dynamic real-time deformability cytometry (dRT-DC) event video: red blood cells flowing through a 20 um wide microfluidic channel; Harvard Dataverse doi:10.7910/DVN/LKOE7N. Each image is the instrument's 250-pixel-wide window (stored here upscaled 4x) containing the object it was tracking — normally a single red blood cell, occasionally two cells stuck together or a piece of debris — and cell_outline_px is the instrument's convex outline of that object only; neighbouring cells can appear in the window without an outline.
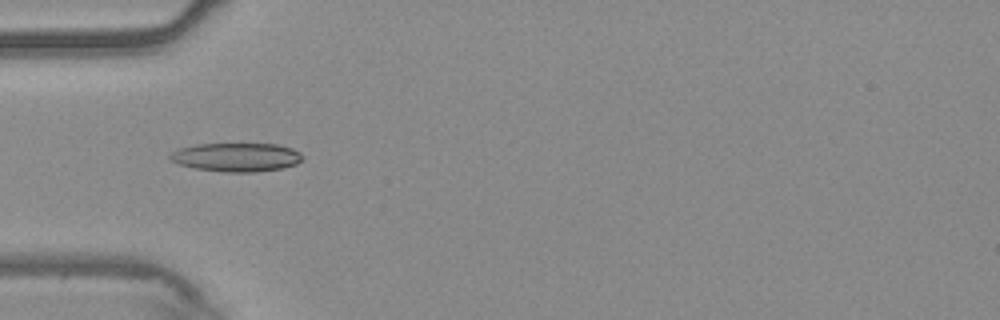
{"species": "common noctule bat (a hibernating species)", "species_latin": "Nyctalus noctula", "temperature_condition": "warm", "stored_images_in_passage": 8, "camera_frame_rate_fps": 3000, "um_per_image_px": 0.085, "animal": {"sex": "male", "body_mass_g": 20.4}, "frame": {"image": 1, "passage_image": 1, "time_ms": 0.0, "image_size_px": [1000, 320], "cell_outline_px": [[304, 156], [296, 164], [284, 168], [252, 172], [224, 172], [192, 168], [180, 164], [172, 160], [168, 156], [172, 152], [180, 148], [196, 144], [276, 144], [292, 148], [300, 152]], "centroid_in_image_um": [20.11, 13.36], "position_along_channel_um": 64.9, "area_um2": 22.14}}
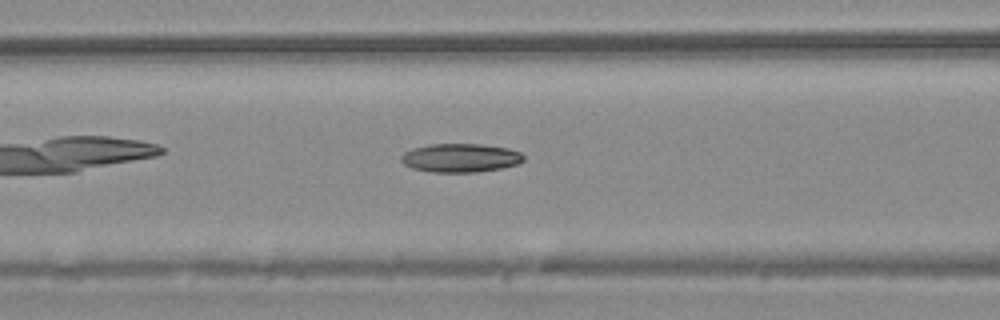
{"frame": {"image": 2, "passage_image": 6, "time_ms": 1.667, "image_size_px": [1000, 320], "cell_outline_px": [[524, 160], [516, 164], [500, 168], [476, 172], [432, 172], [412, 168], [404, 164], [400, 160], [400, 156], [404, 152], [412, 148], [428, 144], [480, 144], [508, 148], [520, 152], [524, 156]], "centroid_in_image_um": [39.1, 13.41], "position_along_channel_um": 127.5, "area_um2": 20.46}}